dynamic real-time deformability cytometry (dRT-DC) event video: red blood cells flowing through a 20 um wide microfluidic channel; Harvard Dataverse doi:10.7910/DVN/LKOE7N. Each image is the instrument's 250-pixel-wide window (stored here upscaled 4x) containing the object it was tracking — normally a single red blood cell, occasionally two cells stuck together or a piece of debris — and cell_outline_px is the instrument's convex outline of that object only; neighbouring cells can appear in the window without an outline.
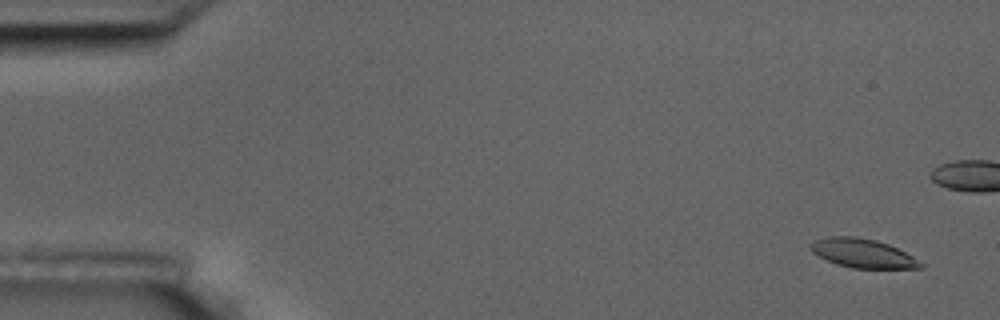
{"species": "common noctule bat (a hibernating species)", "species_latin": "Nyctalus noctula", "temperature_condition": "room temperature", "stored_images_in_passage": 6, "camera_frame_rate_fps": 3000, "um_per_image_px": 0.085, "animal": {"sex": "male", "body_mass_g": 17.5, "forearm_length_mm": 52.3}, "frame": {"image": 1, "passage_image": 1, "time_ms": 0.0, "image_size_px": [1000, 320], "cell_outline_px": [[924, 268], [852, 268], [836, 264], [812, 252], [808, 248], [808, 244], [812, 240], [828, 236], [856, 236], [876, 240], [888, 244], [912, 256], [924, 264]], "centroid_in_image_um": [73.28, 21.51], "position_along_channel_um": 11.7, "area_um2": 18.61}}